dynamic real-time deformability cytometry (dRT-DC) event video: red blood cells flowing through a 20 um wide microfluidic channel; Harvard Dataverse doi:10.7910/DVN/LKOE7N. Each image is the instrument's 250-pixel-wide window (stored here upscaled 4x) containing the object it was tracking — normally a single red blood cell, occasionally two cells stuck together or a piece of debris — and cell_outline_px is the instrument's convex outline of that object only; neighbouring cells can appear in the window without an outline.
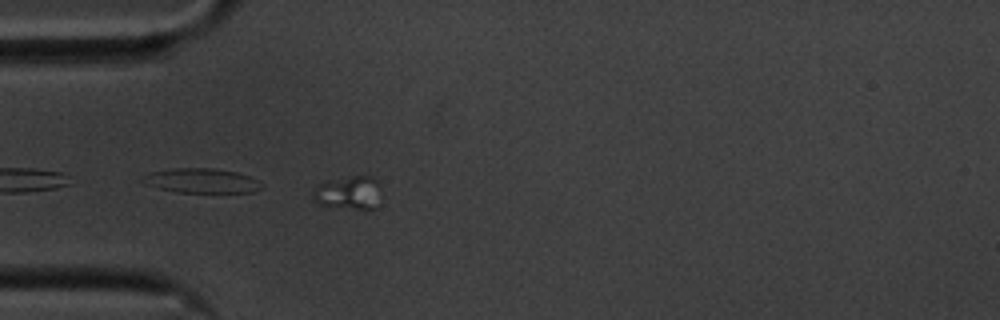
{"species": "common noctule bat (a hibernating species)", "species_latin": "Nyctalus noctula", "temperature_condition": "cold", "stored_images_in_passage": 10, "camera_frame_rate_fps": 3000, "um_per_image_px": 0.085, "animal": {"sex": "male", "body_mass_g": 20.1, "forearm_length_mm": 53.5}, "frame": {"image": 1, "passage_image": 1, "time_ms": 0.0, "image_size_px": [1000, 320], "cell_outline_px": [[380, 184], [376, 208], [356, 208], [320, 204], [312, 196], [312, 192], [316, 184], [352, 176], [372, 176]], "centroid_in_image_um": [29.63, 16.35], "position_along_channel_um": 55.4, "area_um2": 12.77}}